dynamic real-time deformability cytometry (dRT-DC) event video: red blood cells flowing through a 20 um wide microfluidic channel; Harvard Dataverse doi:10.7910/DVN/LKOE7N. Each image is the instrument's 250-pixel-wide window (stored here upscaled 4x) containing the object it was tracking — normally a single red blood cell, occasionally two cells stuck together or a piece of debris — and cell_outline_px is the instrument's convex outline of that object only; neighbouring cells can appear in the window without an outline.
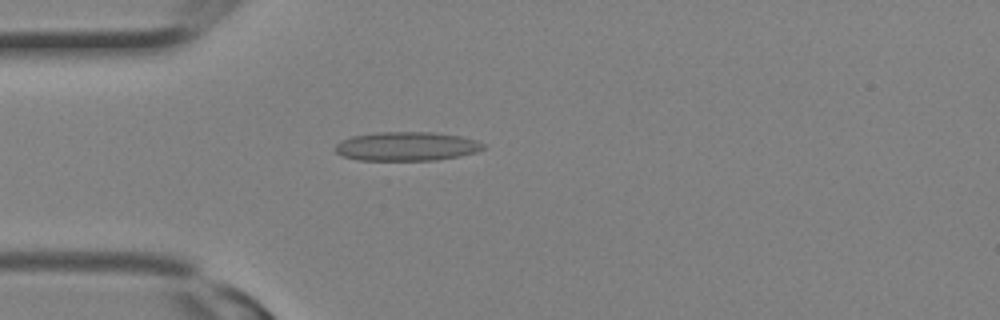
{"species": "Egyptian fruit bat (a non-hibernating species)", "species_latin": "Rousettus aegyptiacus", "temperature_condition": "room temperature", "stored_images_in_passage": 14, "camera_frame_rate_fps": 3000, "um_per_image_px": 0.085, "animal": {"sex": "female"}, "frame": {"image": 1, "passage_image": 8, "time_ms": 2.333, "image_size_px": [1000, 320], "cell_outline_px": [[488, 148], [476, 152], [460, 156], [436, 160], [356, 160], [344, 156], [336, 152], [332, 148], [340, 140], [352, 136], [376, 132], [436, 132], [460, 136], [476, 140], [484, 144]], "centroid_in_image_um": [34.56, 12.43], "position_along_channel_um": 50.4, "area_um2": 25.26}}
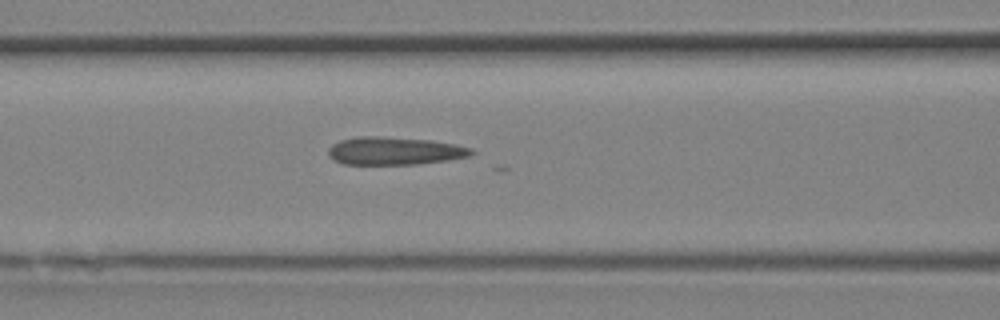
{"frame": {"image": 2, "passage_image": 12, "time_ms": 3.667, "image_size_px": [1000, 320], "cell_outline_px": [[476, 152], [472, 156], [448, 160], [416, 164], [344, 164], [328, 156], [328, 148], [332, 144], [340, 140], [356, 136], [380, 136], [432, 140], [456, 144], [472, 148]], "centroid_in_image_um": [33.57, 12.82], "position_along_channel_um": 133.0, "area_um2": 23.47}}
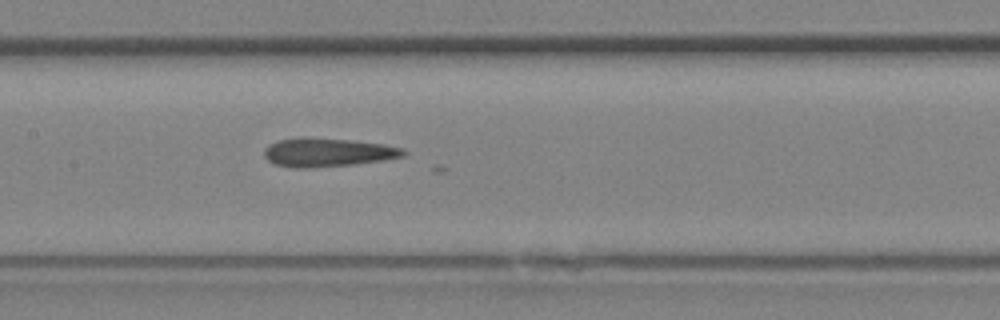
{"frame": {"image": 3, "passage_image": 14, "time_ms": 4.333, "image_size_px": [1000, 320], "cell_outline_px": [[408, 152], [404, 156], [384, 160], [352, 164], [312, 168], [292, 168], [276, 164], [268, 160], [264, 156], [264, 148], [268, 144], [280, 140], [300, 136], [356, 140], [384, 144], [404, 148]], "centroid_in_image_um": [27.85, 12.94], "position_along_channel_um": 179.5, "area_um2": 23.64}}